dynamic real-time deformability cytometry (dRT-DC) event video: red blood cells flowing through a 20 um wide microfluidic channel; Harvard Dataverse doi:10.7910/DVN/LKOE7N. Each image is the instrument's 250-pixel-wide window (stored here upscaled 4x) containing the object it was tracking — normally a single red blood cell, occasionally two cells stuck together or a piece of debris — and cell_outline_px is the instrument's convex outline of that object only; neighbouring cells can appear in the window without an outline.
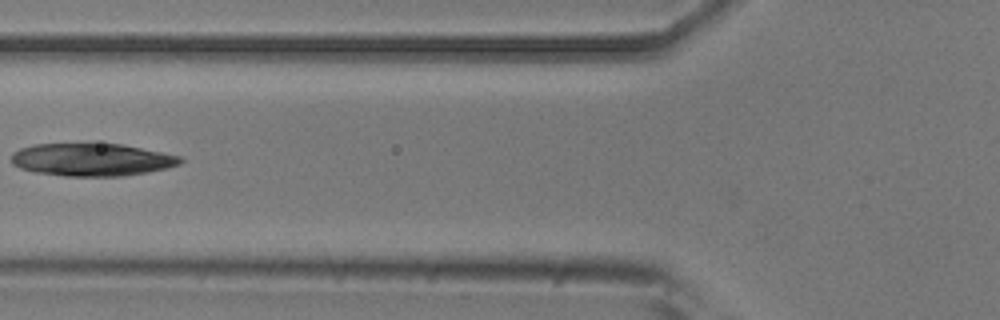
{"species": "common noctule bat (a hibernating species)", "species_latin": "Nyctalus noctula", "temperature_condition": "room temperature", "stored_images_in_passage": 4, "camera_frame_rate_fps": 3000, "um_per_image_px": 0.085, "animal": {"sex": "male", "body_mass_g": 20.5, "forearm_length_mm": 52.5}, "frame": {"image": 1, "passage_image": 3, "time_ms": 2.333, "image_size_px": [1000, 320], "cell_outline_px": [[184, 160], [180, 164], [148, 172], [124, 176], [64, 176], [36, 172], [20, 168], [12, 164], [12, 152], [20, 148], [32, 144], [124, 144], [180, 156]], "centroid_in_image_um": [7.79, 13.57], "position_along_channel_um": 118.0, "area_um2": 32.14}}
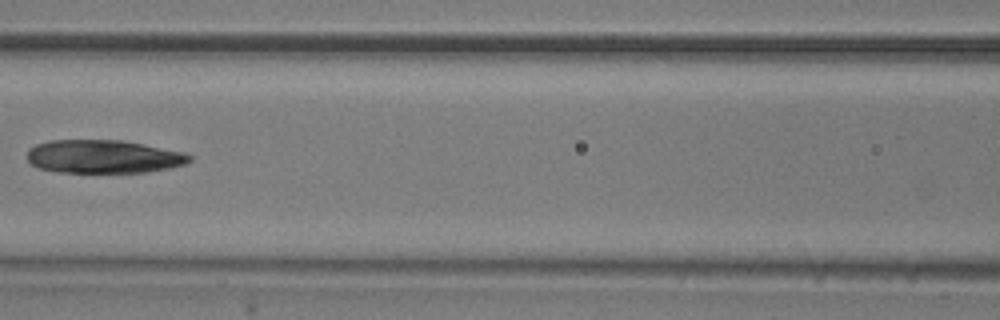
{"frame": {"image": 2, "passage_image": 4, "time_ms": 3.333, "image_size_px": [1000, 320], "cell_outline_px": [[192, 160], [184, 164], [168, 168], [144, 172], [56, 172], [40, 168], [32, 164], [28, 160], [28, 148], [36, 144], [48, 140], [120, 140], [184, 152], [192, 156]], "centroid_in_image_um": [8.77, 13.3], "position_along_channel_um": 157.8, "area_um2": 31.33}}